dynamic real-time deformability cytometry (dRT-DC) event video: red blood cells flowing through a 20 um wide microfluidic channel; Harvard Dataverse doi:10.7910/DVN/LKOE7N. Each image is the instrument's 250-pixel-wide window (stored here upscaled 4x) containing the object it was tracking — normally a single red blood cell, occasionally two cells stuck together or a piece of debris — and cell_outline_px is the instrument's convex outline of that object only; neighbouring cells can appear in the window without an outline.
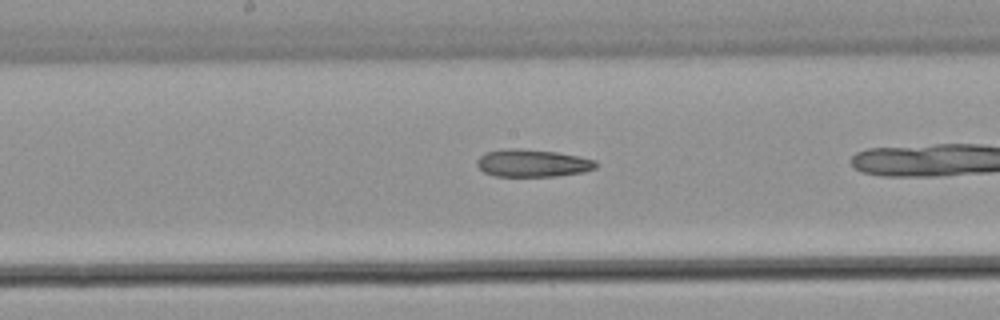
{"species": "common noctule bat (a hibernating species)", "species_latin": "Nyctalus noctula", "temperature_condition": "warm", "stored_images_in_passage": 26, "camera_frame_rate_fps": 3000, "um_per_image_px": 0.085, "animal": {"sex": "male", "body_mass_g": 21.5, "forearm_length_mm": 52.0}, "frame": {"image": 1, "passage_image": 12, "time_ms": 3.667, "image_size_px": [1000, 320], "cell_outline_px": [[596, 168], [584, 172], [556, 176], [496, 176], [484, 172], [476, 164], [476, 160], [484, 152], [508, 148], [520, 148], [556, 152], [596, 160]], "centroid_in_image_um": [45.24, 13.86], "position_along_channel_um": 203.0, "area_um2": 19.07}}